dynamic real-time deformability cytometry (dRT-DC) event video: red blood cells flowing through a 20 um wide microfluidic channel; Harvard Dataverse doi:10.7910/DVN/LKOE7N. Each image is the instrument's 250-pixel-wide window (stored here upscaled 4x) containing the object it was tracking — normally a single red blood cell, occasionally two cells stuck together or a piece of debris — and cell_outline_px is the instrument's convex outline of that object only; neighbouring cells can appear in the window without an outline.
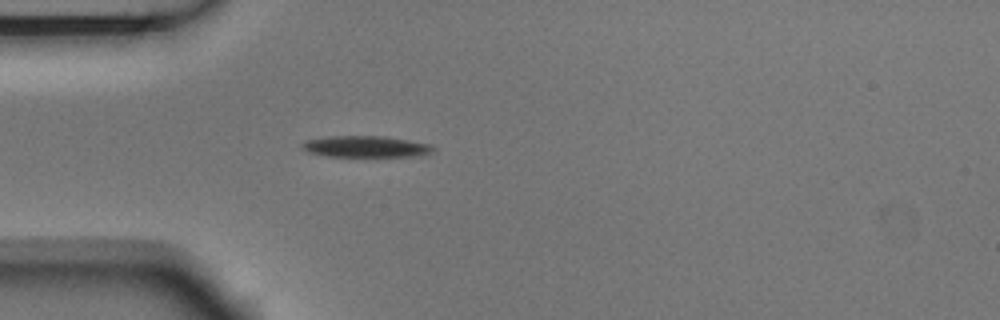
{"species": "Egyptian fruit bat (a non-hibernating species)", "species_latin": "Rousettus aegyptiacus", "temperature_condition": "room temperature", "stored_images_in_passage": 1, "camera_frame_rate_fps": 3000, "um_per_image_px": 0.085, "animal": {"sex": "male"}, "frame": {"image": 1, "passage_image": 1, "time_ms": 0.0, "image_size_px": [1000, 320], "cell_outline_px": [[432, 152], [420, 156], [328, 156], [308, 152], [300, 148], [300, 144], [308, 140], [328, 136], [384, 136], [432, 144]], "centroid_in_image_um": [31.07, 12.46], "position_along_channel_um": 53.9, "area_um2": 16.24}}